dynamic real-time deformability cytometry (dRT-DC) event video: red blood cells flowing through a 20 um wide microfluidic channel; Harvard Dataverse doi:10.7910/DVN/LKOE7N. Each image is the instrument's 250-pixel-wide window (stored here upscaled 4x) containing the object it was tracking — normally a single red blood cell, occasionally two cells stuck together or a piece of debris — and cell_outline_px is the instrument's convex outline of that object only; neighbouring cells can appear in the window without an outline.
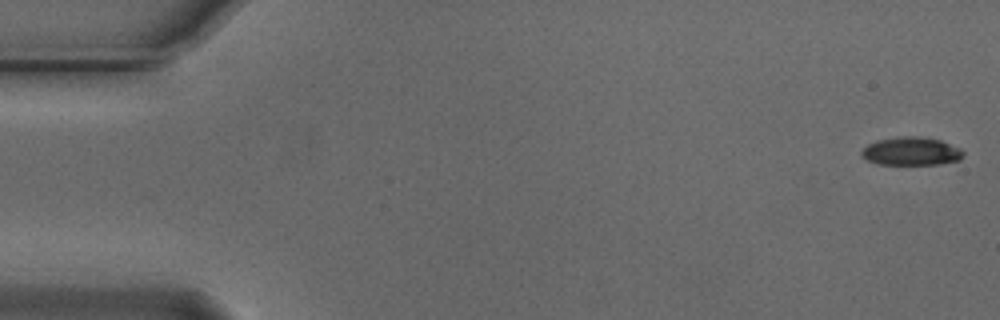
{"species": "Egyptian fruit bat (a non-hibernating species)", "species_latin": "Rousettus aegyptiacus", "temperature_condition": "cold", "stored_images_in_passage": 17, "camera_frame_rate_fps": 3000, "um_per_image_px": 0.085, "animal": {"sex": "male"}, "frame": {"image": 1, "passage_image": 1, "time_ms": 0.0, "image_size_px": [1000, 320], "cell_outline_px": [[964, 156], [960, 160], [940, 164], [876, 164], [860, 156], [860, 152], [868, 144], [876, 140], [896, 136], [920, 136], [940, 140], [960, 148], [964, 152]], "centroid_in_image_um": [77.44, 12.85], "position_along_channel_um": 7.6, "area_um2": 16.94}}
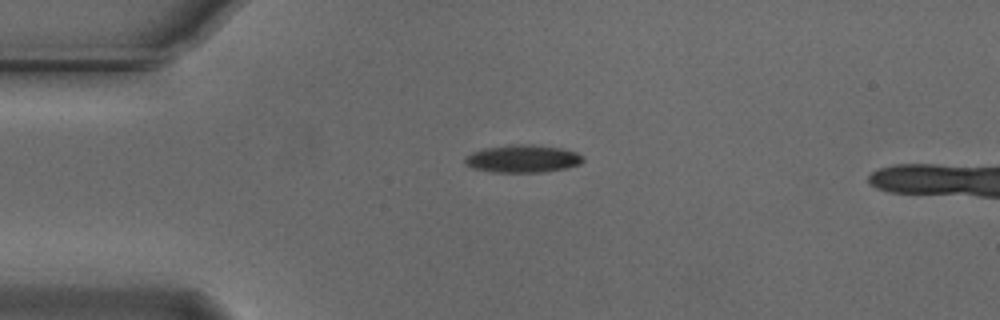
{"frame": {"image": 2, "passage_image": 13, "time_ms": 4.0, "image_size_px": [1000, 320], "cell_outline_px": [[584, 160], [580, 164], [568, 168], [540, 172], [492, 172], [472, 168], [464, 164], [464, 156], [472, 152], [484, 148], [512, 144], [532, 144], [560, 148], [576, 152], [584, 156]], "centroid_in_image_um": [44.41, 13.49], "position_along_channel_um": 40.6, "area_um2": 19.25}}